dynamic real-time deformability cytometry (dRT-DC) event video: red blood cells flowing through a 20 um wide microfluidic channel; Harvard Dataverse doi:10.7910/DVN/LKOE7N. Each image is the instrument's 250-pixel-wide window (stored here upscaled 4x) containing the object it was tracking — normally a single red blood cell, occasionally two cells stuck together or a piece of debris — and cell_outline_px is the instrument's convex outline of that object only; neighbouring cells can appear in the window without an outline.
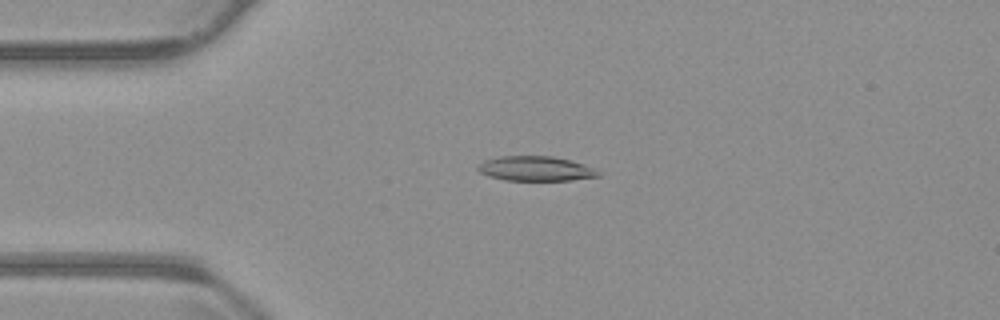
{"species": "common noctule bat (a hibernating species)", "species_latin": "Nyctalus noctula", "temperature_condition": "warm", "stored_images_in_passage": 42, "camera_frame_rate_fps": 3000, "um_per_image_px": 0.085, "animal": {"sex": "male", "body_mass_g": 23.1, "forearm_length_mm": 52.7}, "frame": {"image": 1, "passage_image": 1, "time_ms": 0.0, "image_size_px": [1000, 320], "cell_outline_px": [[600, 176], [572, 180], [504, 180], [488, 176], [480, 172], [476, 168], [484, 160], [500, 156], [552, 156], [572, 160], [596, 168]], "centroid_in_image_um": [45.54, 14.33], "position_along_channel_um": 39.5, "area_um2": 17.4}}
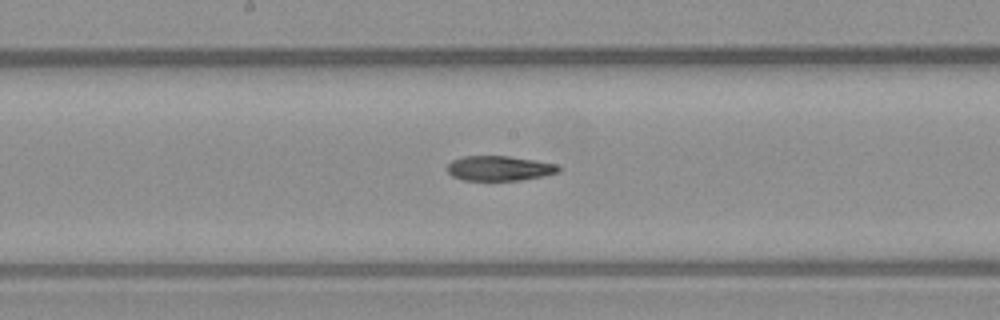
{"frame": {"image": 2, "passage_image": 16, "time_ms": 5.0, "image_size_px": [1000, 320], "cell_outline_px": [[564, 168], [560, 172], [520, 180], [464, 180], [452, 176], [448, 172], [448, 164], [452, 160], [460, 156], [508, 156], [556, 164]], "centroid_in_image_um": [42.44, 14.3], "position_along_channel_um": 205.8, "area_um2": 16.07}}
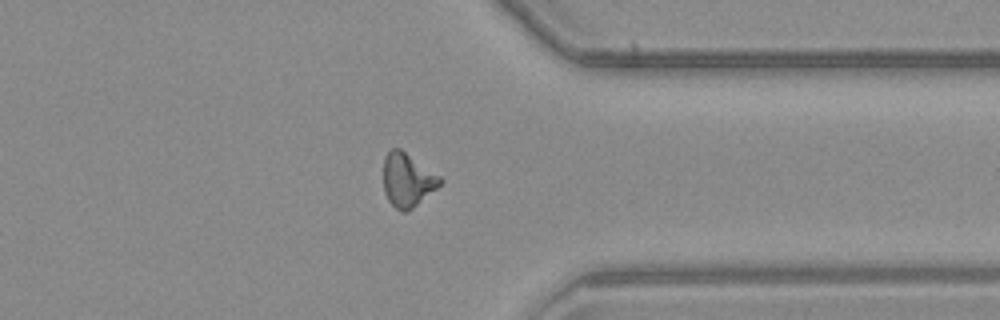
{"frame": {"image": 3, "passage_image": 30, "time_ms": 9.667, "image_size_px": [1000, 320], "cell_outline_px": [[444, 180], [436, 188], [412, 208], [404, 212], [396, 208], [388, 200], [384, 192], [384, 156], [392, 148], [400, 148], [440, 176]], "centroid_in_image_um": [34.62, 15.28], "position_along_channel_um": 376.8, "area_um2": 17.4}}